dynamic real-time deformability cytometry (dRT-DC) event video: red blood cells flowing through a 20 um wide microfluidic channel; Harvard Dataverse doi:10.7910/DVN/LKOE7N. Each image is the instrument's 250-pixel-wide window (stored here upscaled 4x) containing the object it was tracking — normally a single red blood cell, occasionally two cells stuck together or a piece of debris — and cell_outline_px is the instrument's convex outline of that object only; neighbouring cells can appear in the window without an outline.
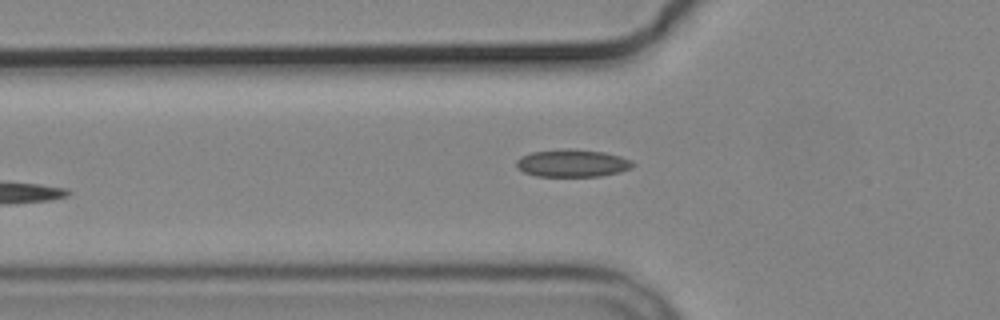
{"species": "common noctule bat (a hibernating species)", "species_latin": "Nyctalus noctula", "temperature_condition": "cold", "stored_images_in_passage": 4, "camera_frame_rate_fps": 3000, "um_per_image_px": 0.085, "animal": {"sex": "male", "body_mass_g": 19.2, "forearm_length_mm": 51.8}, "frame": {"image": 1, "passage_image": 3, "time_ms": 2.333, "image_size_px": [1000, 320], "cell_outline_px": [[636, 164], [632, 168], [620, 172], [600, 176], [536, 176], [524, 172], [516, 168], [516, 160], [520, 156], [532, 152], [560, 148], [572, 148], [604, 152], [620, 156], [632, 160]], "centroid_in_image_um": [48.65, 13.86], "position_along_channel_um": 77.2, "area_um2": 19.02}}
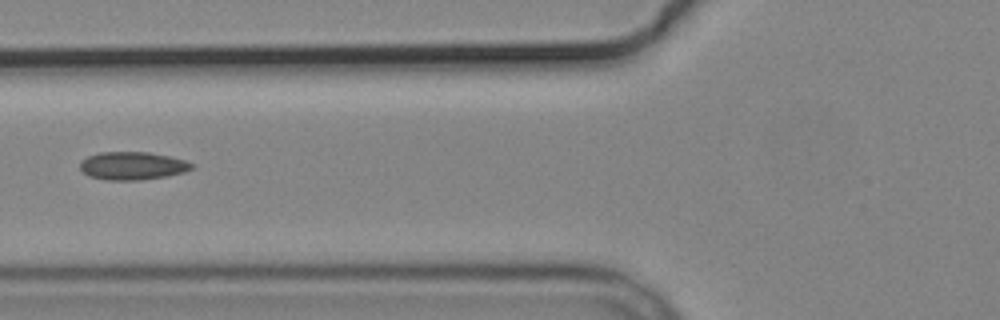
{"frame": {"image": 2, "passage_image": 4, "time_ms": 3.333, "image_size_px": [1000, 320], "cell_outline_px": [[196, 168], [184, 172], [168, 176], [140, 180], [108, 180], [88, 176], [80, 168], [80, 160], [88, 156], [100, 152], [148, 152], [168, 156], [184, 160], [196, 164]], "centroid_in_image_um": [11.29, 14.09], "position_along_channel_um": 114.5, "area_um2": 18.38}}